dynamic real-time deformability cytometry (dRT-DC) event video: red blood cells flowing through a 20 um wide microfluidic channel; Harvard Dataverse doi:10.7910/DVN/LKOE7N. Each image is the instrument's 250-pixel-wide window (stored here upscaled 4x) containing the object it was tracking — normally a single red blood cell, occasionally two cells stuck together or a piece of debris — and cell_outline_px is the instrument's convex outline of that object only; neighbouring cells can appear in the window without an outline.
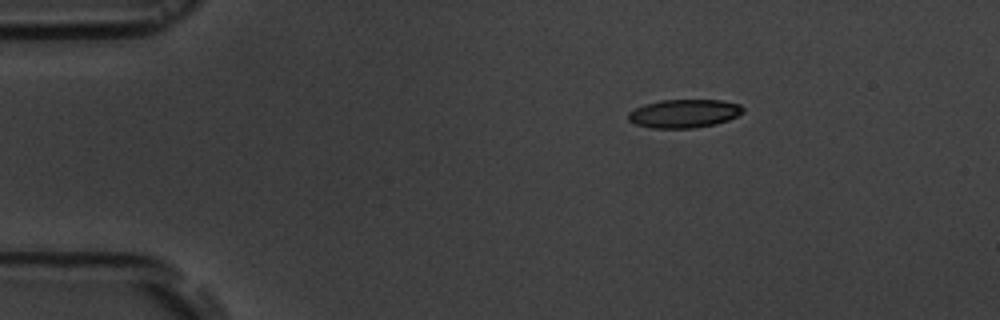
{"species": "common noctule bat (a hibernating species)", "species_latin": "Nyctalus noctula", "temperature_condition": "room temperature", "stored_images_in_passage": 4, "segment_of_instrument_passage": [1, 2], "camera_frame_rate_fps": 3000, "um_per_image_px": 0.085, "animal": {"sex": "male", "body_mass_g": 19.5, "forearm_length_mm": 54.6}, "frame": {"image": 1, "passage_image": 1, "time_ms": 0.0, "image_size_px": [1000, 320], "cell_outline_px": [[744, 112], [728, 120], [716, 124], [696, 128], [652, 128], [636, 124], [628, 120], [628, 112], [644, 104], [660, 100], [720, 100], [740, 104], [744, 108]], "centroid_in_image_um": [58.16, 9.65], "position_along_channel_um": 26.8, "area_um2": 19.07}}